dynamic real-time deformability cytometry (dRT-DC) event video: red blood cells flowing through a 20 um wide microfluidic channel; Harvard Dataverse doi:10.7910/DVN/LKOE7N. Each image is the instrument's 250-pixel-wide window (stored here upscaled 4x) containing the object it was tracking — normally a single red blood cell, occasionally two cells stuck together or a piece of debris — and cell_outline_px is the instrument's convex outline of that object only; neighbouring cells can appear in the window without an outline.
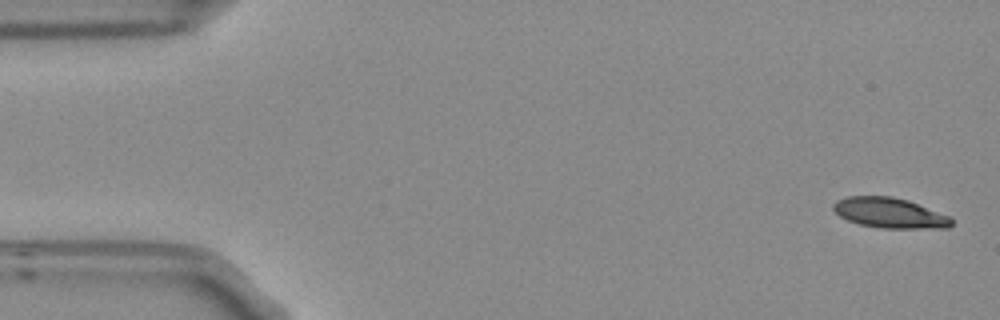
{"species": "Egyptian fruit bat (a non-hibernating species)", "species_latin": "Rousettus aegyptiacus", "temperature_condition": "room temperature", "stored_images_in_passage": 5, "camera_frame_rate_fps": 3000, "um_per_image_px": 0.085, "frame": {"image": 1, "passage_image": 1, "time_ms": 0.0, "image_size_px": [1000, 320], "cell_outline_px": [[952, 224], [948, 228], [880, 228], [860, 224], [848, 220], [840, 216], [832, 208], [832, 204], [836, 200], [848, 196], [892, 196], [908, 200], [948, 216], [952, 220]], "centroid_in_image_um": [75.59, 18.09], "position_along_channel_um": 9.4, "area_um2": 20.69}}
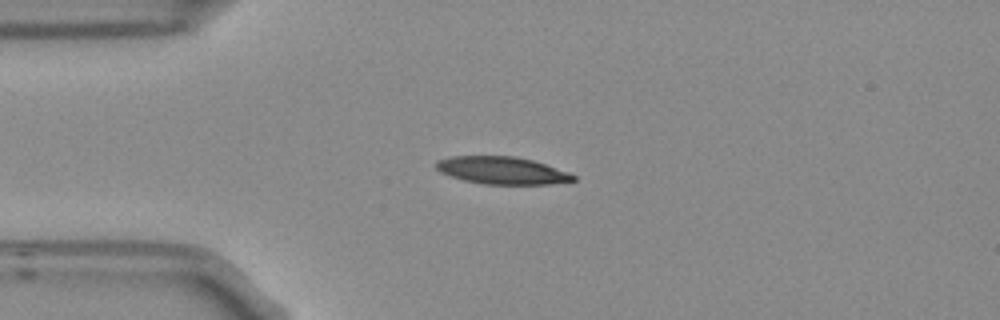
{"frame": {"image": 2, "passage_image": 4, "time_ms": 1.0, "image_size_px": [1000, 320], "cell_outline_px": [[576, 180], [552, 184], [484, 184], [464, 180], [440, 172], [436, 168], [436, 160], [448, 156], [516, 156], [532, 160], [568, 172], [576, 176]], "centroid_in_image_um": [42.65, 14.48], "position_along_channel_um": 42.3, "area_um2": 21.85}}